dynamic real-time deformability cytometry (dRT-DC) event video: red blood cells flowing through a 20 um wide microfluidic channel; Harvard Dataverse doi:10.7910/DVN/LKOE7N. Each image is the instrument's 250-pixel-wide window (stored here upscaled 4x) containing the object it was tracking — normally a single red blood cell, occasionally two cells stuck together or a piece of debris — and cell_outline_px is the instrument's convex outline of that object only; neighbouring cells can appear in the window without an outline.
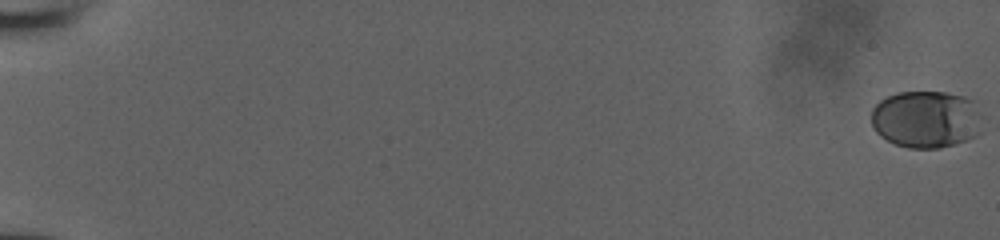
{"species": "human", "species_latin": "Homo sapiens", "temperature_condition": "room temperature", "stored_images_in_passage": 54, "camera_frame_rate_fps": 3000, "um_per_image_px": 0.085, "donor": {"sex": "male"}, "frame": {"image": 1, "passage_image": 1, "time_ms": 0.0, "image_size_px": [1000, 240], "cell_outline_px": [[980, 132], [976, 136], [940, 148], [908, 148], [896, 144], [880, 136], [876, 132], [872, 124], [872, 108], [880, 100], [896, 92], [948, 92], [964, 96], [976, 100], [980, 112]], "centroid_in_image_um": [78.74, 10.12], "position_along_channel_um": 6.3, "area_um2": 37.34}}
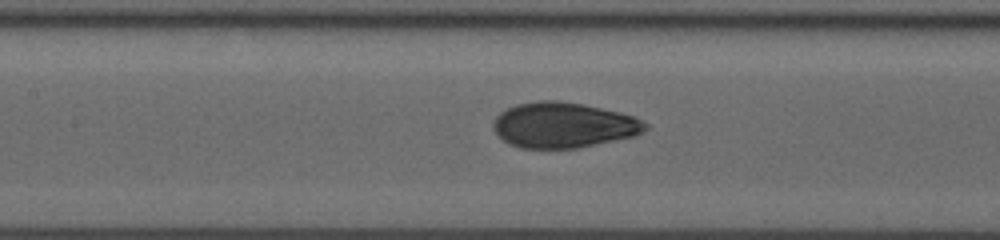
{"frame": {"image": 2, "passage_image": 29, "time_ms": 9.333, "image_size_px": [1000, 240], "cell_outline_px": [[648, 128], [636, 136], [576, 148], [520, 148], [508, 144], [492, 128], [492, 124], [496, 116], [500, 112], [516, 104], [540, 100], [556, 100], [584, 104], [620, 112], [632, 116], [648, 124]], "centroid_in_image_um": [47.88, 10.63], "position_along_channel_um": 159.5, "area_um2": 40.29}}
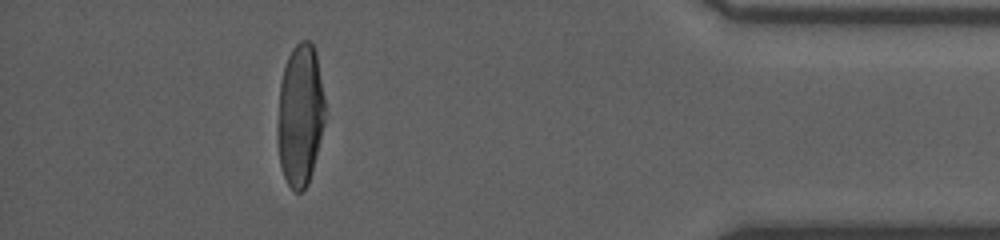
{"frame": {"image": 3, "passage_image": 50, "time_ms": 16.333, "image_size_px": [1000, 240], "cell_outline_px": [[324, 124], [308, 184], [300, 192], [296, 192], [288, 184], [284, 176], [280, 164], [280, 84], [284, 68], [288, 56], [292, 48], [300, 40], [308, 40], [312, 44], [316, 52], [324, 96]], "centroid_in_image_um": [25.55, 9.73], "position_along_channel_um": 409.7, "area_um2": 37.97}}